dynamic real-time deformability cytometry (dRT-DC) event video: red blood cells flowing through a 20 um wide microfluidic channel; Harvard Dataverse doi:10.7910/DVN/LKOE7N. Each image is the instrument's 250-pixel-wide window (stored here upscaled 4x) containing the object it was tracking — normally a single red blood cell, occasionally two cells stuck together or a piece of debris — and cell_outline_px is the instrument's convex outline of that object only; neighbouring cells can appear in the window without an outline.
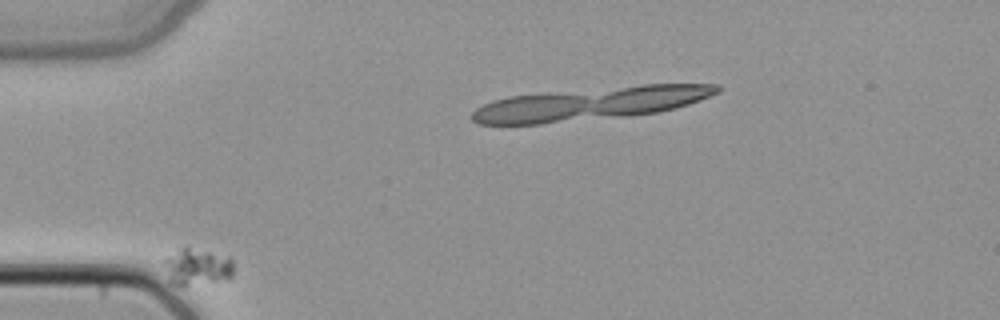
{"species": "common noctule bat (a hibernating species)", "species_latin": "Nyctalus noctula", "temperature_condition": "cold", "stored_images_in_passage": 48, "camera_frame_rate_fps": 3000, "um_per_image_px": 0.085, "animal": {"sex": "female", "body_mass_g": 22.7, "forearm_length_mm": 54.2}, "frame": {"image": 1, "passage_image": 9, "time_ms": 2.667, "image_size_px": [1000, 320], "cell_outline_px": [[232, 276], [228, 280], [184, 284], [172, 284], [164, 264], [164, 260], [168, 256], [180, 248], [188, 244], [228, 256], [232, 260]], "centroid_in_image_um": [16.79, 22.6], "position_along_channel_um": 68.2, "area_um2": 14.91}}
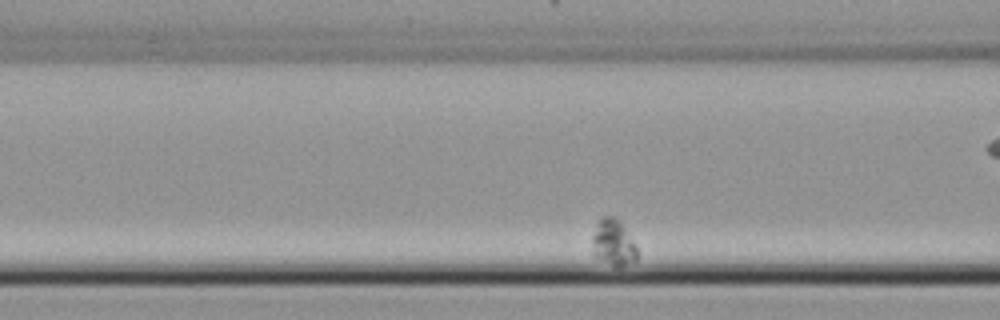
{"frame": {"image": 2, "passage_image": 14, "time_ms": 4.333, "image_size_px": [1000, 320], "cell_outline_px": [[636, 260], [620, 268], [616, 268], [596, 256], [592, 252], [592, 236], [596, 224], [604, 216], [612, 216], [620, 220], [636, 244]], "centroid_in_image_um": [52.13, 20.63], "position_along_channel_um": 114.5, "area_um2": 12.2}}
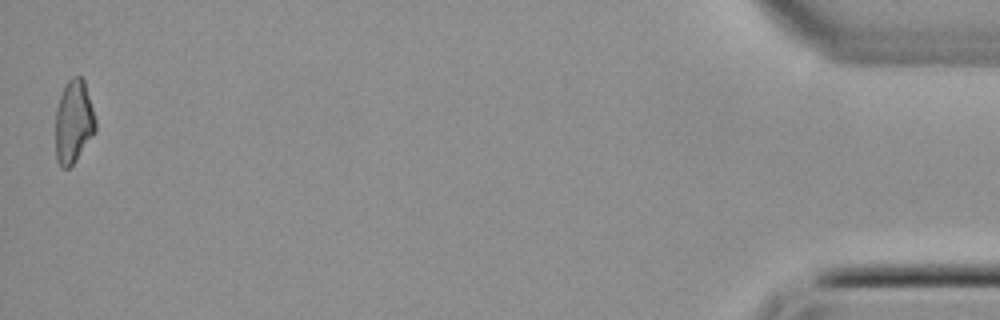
{"frame": {"image": 3, "passage_image": 48, "time_ms": 15.667, "image_size_px": [1000, 320], "cell_outline_px": [[96, 132], [76, 160], [68, 168], [60, 168], [56, 160], [56, 108], [64, 84], [72, 76], [80, 76], [84, 80], [96, 120]], "centroid_in_image_um": [6.25, 10.35], "position_along_channel_um": 428.9, "area_um2": 19.54}}